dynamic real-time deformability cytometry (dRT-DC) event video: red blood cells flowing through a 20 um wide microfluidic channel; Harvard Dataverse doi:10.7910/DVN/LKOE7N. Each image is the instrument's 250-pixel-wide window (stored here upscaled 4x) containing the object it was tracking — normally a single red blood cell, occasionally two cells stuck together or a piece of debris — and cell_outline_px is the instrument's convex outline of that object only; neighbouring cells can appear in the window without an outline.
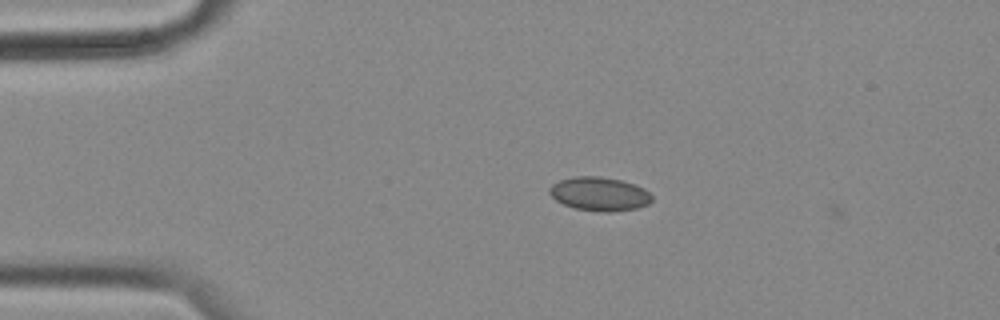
{"species": "common noctule bat (a hibernating species)", "species_latin": "Nyctalus noctula", "temperature_condition": "cold", "stored_images_in_passage": 7, "camera_frame_rate_fps": 3000, "um_per_image_px": 0.085, "animal": {"sex": "female", "body_mass_g": 18.4}, "frame": {"image": 1, "passage_image": 6, "time_ms": 1.667, "image_size_px": [1000, 320], "cell_outline_px": [[652, 200], [648, 204], [636, 208], [608, 212], [604, 212], [576, 208], [564, 204], [556, 200], [548, 192], [548, 188], [552, 184], [560, 180], [576, 176], [600, 176], [620, 180], [644, 188], [652, 196]], "centroid_in_image_um": [50.93, 16.47], "position_along_channel_um": 34.1, "area_um2": 19.94}}